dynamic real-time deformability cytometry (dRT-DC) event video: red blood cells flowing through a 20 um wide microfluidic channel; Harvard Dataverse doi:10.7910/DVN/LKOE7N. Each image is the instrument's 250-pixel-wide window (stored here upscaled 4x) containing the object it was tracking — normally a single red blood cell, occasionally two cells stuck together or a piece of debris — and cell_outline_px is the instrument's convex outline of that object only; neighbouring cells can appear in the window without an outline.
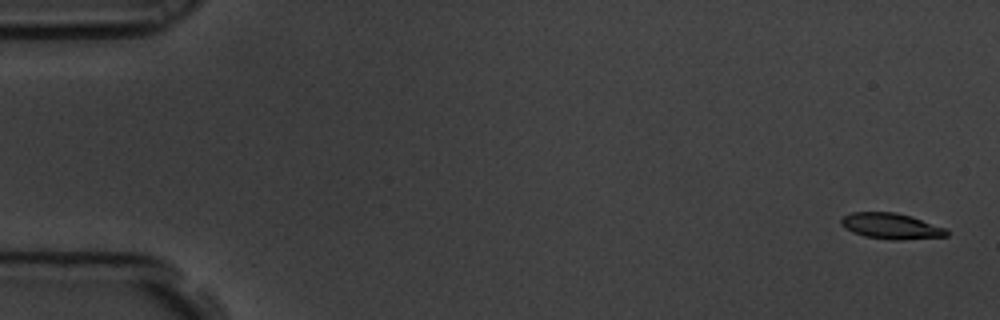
{"species": "common noctule bat (a hibernating species)", "species_latin": "Nyctalus noctula", "temperature_condition": "room temperature", "stored_images_in_passage": 5, "camera_frame_rate_fps": 3000, "um_per_image_px": 0.085, "animal": {"sex": "male", "body_mass_g": 19.5, "forearm_length_mm": 54.6}, "frame": {"image": 1, "passage_image": 1, "time_ms": 0.0, "image_size_px": [1000, 320], "cell_outline_px": [[948, 236], [900, 240], [892, 240], [864, 236], [852, 232], [844, 228], [840, 224], [840, 220], [844, 216], [852, 212], [896, 212], [912, 216], [948, 228]], "centroid_in_image_um": [75.77, 19.21], "position_along_channel_um": 9.2, "area_um2": 16.13}}
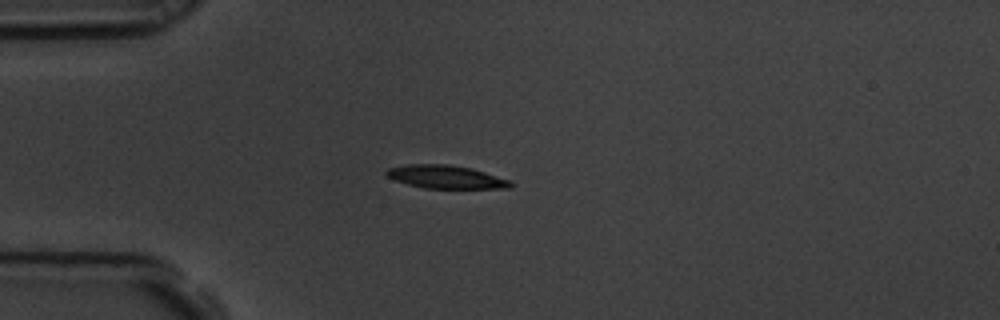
{"frame": {"image": 2, "passage_image": 5, "time_ms": 1.333, "image_size_px": [1000, 320], "cell_outline_px": [[516, 184], [512, 188], [424, 188], [408, 184], [396, 180], [388, 176], [384, 172], [388, 168], [404, 164], [448, 164], [472, 168], [512, 180]], "centroid_in_image_um": [37.96, 15.03], "position_along_channel_um": 47.0, "area_um2": 16.94}}